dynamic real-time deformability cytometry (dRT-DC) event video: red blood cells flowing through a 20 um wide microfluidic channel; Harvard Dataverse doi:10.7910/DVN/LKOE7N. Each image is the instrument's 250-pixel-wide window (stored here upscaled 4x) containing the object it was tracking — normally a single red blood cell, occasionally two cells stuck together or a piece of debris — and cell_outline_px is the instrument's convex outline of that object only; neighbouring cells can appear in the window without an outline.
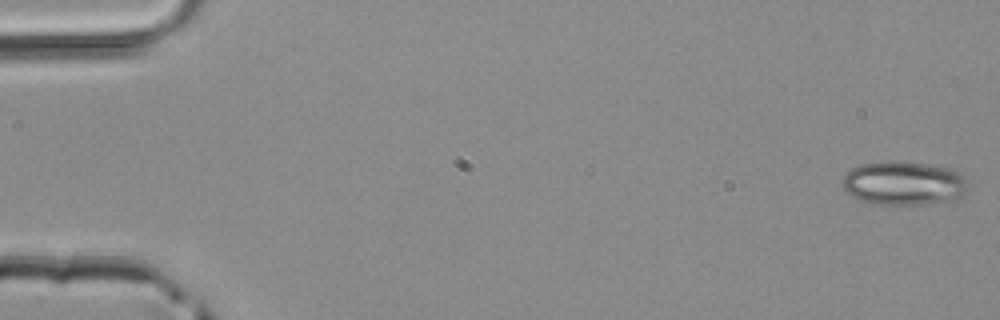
{"species": "common noctule bat (a hibernating species)", "species_latin": "Nyctalus noctula", "temperature_condition": "room temperature", "stored_images_in_passage": 3, "camera_frame_rate_fps": 3000, "um_per_image_px": 0.085, "animal": {"sex": "male", "body_mass_g": 20.4}, "frame": {"image": 1, "passage_image": 1, "time_ms": 0.0, "image_size_px": [1000, 320], "cell_outline_px": [[968, 192], [956, 204], [872, 204], [860, 200], [852, 196], [840, 184], [844, 172], [860, 164], [888, 160], [892, 160], [928, 164], [956, 168], [964, 176], [968, 184]], "centroid_in_image_um": [76.92, 15.59], "position_along_channel_um": 8.1, "area_um2": 33.58}}